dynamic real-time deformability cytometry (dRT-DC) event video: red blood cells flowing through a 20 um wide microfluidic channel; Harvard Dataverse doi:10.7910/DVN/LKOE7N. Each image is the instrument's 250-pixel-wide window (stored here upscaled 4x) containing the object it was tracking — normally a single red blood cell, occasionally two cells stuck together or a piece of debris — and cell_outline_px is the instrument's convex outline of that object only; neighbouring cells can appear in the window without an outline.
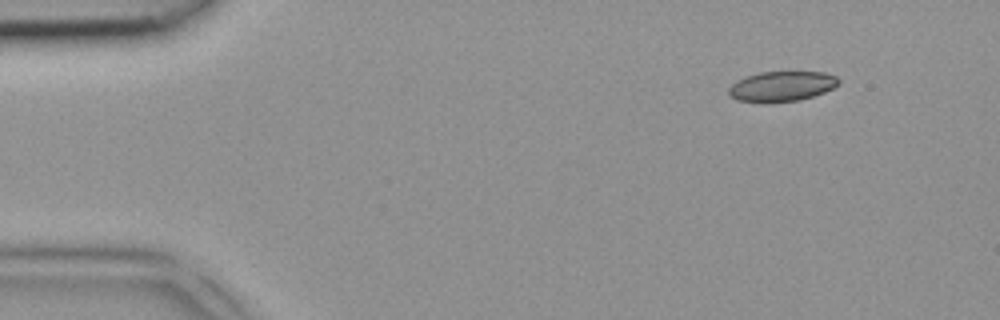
{"species": "common noctule bat (a hibernating species)", "species_latin": "Nyctalus noctula", "temperature_condition": "room temperature", "stored_images_in_passage": 4, "camera_frame_rate_fps": 3000, "um_per_image_px": 0.085, "animal": {"sex": "female", "body_mass_g": 18.4}, "frame": {"image": 1, "passage_image": 1, "time_ms": 0.0, "image_size_px": [1000, 320], "cell_outline_px": [[840, 84], [824, 92], [800, 100], [764, 104], [736, 100], [728, 96], [728, 88], [736, 80], [760, 72], [824, 72], [836, 76], [840, 80]], "centroid_in_image_um": [66.41, 7.36], "position_along_channel_um": 18.6, "area_um2": 19.65}}